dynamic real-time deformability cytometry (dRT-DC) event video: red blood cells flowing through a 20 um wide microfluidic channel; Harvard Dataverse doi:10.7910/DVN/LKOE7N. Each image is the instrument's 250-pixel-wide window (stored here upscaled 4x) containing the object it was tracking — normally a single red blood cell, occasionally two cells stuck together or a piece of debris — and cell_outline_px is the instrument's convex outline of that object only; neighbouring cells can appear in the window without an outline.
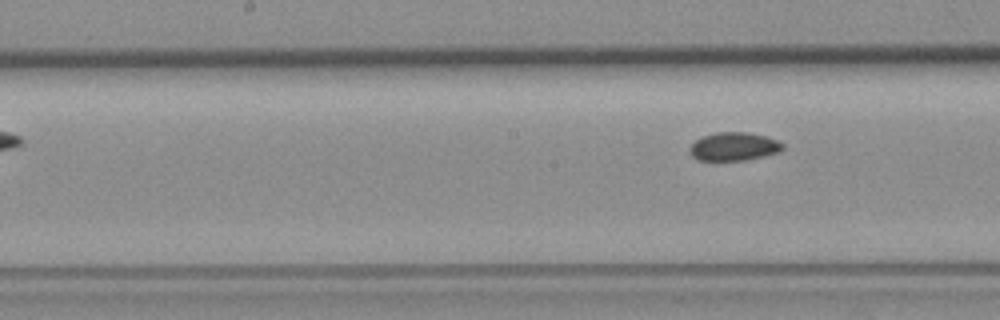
{"species": "common noctule bat (a hibernating species)", "species_latin": "Nyctalus noctula", "temperature_condition": "room temperature", "stored_images_in_passage": 7, "segment_of_instrument_passage": [2, 2], "camera_frame_rate_fps": 3000, "um_per_image_px": 0.085, "animal": {"sex": "female", "body_mass_g": 19.3, "forearm_length_mm": 54.1}, "frame": {"image": 1, "passage_image": 7, "time_ms": 7.0, "image_size_px": [1000, 320], "cell_outline_px": [[784, 148], [780, 152], [748, 160], [696, 160], [692, 156], [688, 148], [696, 140], [704, 136], [716, 132], [744, 132], [764, 136], [776, 140], [784, 144]], "centroid_in_image_um": [62.38, 12.46], "position_along_channel_um": 185.8, "area_um2": 15.32}}